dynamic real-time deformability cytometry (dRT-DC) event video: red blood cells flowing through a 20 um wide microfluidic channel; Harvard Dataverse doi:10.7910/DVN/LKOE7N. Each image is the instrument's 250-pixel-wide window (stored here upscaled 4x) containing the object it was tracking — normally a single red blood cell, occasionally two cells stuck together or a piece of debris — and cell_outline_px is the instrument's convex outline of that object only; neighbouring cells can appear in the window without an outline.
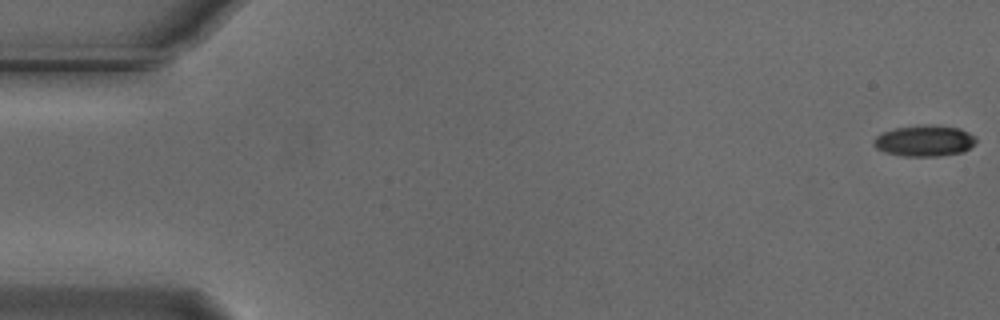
{"species": "Egyptian fruit bat (a non-hibernating species)", "species_latin": "Rousettus aegyptiacus", "temperature_condition": "cold", "stored_images_in_passage": 11, "camera_frame_rate_fps": 3000, "um_per_image_px": 0.085, "animal": {"sex": "male"}, "frame": {"image": 1, "passage_image": 1, "time_ms": 0.0, "image_size_px": [1000, 320], "cell_outline_px": [[976, 140], [964, 152], [940, 156], [904, 156], [884, 152], [876, 148], [872, 144], [872, 140], [876, 136], [884, 132], [896, 128], [924, 124], [932, 124], [960, 128], [976, 136]], "centroid_in_image_um": [78.57, 11.96], "position_along_channel_um": 6.4, "area_um2": 18.67}}